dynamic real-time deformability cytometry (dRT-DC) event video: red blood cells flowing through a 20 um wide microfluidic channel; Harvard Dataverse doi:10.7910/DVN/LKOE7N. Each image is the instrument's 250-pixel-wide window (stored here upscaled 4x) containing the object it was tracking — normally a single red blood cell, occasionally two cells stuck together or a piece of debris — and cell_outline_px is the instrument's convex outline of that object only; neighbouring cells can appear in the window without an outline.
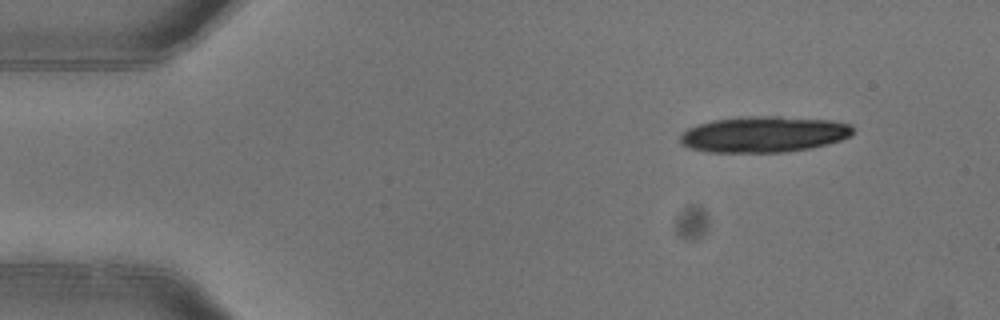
{"species": "common noctule bat (a hibernating species)", "species_latin": "Nyctalus noctula", "temperature_condition": "warm", "stored_images_in_passage": 7, "camera_frame_rate_fps": 3000, "um_per_image_px": 0.085, "animal": {"sex": "female"}, "frame": {"image": 1, "passage_image": 1, "time_ms": 0.0, "image_size_px": [1000, 320], "cell_outline_px": [[852, 136], [828, 144], [808, 148], [784, 152], [708, 152], [688, 148], [680, 144], [680, 136], [688, 128], [696, 124], [712, 120], [740, 116], [780, 116], [832, 120], [852, 124]], "centroid_in_image_um": [64.91, 11.4], "position_along_channel_um": 20.1, "area_um2": 36.59}}